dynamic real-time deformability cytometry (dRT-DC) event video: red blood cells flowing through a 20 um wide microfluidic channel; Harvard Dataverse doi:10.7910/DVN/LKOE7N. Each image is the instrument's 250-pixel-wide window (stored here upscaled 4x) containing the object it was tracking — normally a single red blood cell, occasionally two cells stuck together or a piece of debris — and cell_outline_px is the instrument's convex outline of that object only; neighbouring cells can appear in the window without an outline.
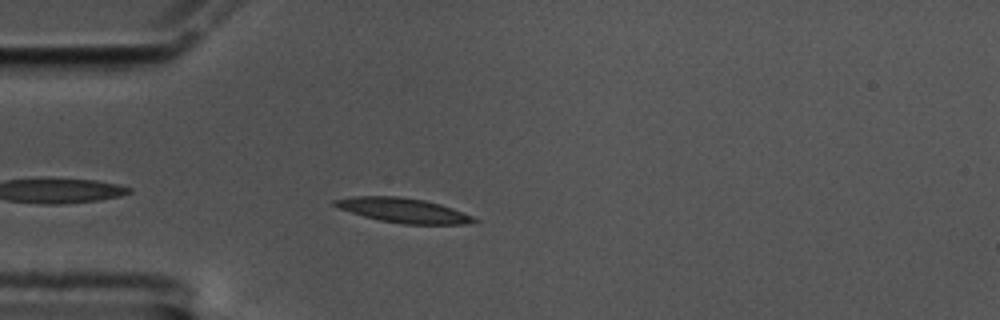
{"species": "common noctule bat (a hibernating species)", "species_latin": "Nyctalus noctula", "temperature_condition": "cold", "stored_images_in_passage": 37, "camera_frame_rate_fps": 3000, "um_per_image_px": 0.085, "animal": {"sex": "male", "body_mass_g": 17.5, "forearm_length_mm": 52.3}, "frame": {"image": 1, "passage_image": 4, "time_ms": 1.0, "image_size_px": [1000, 320], "cell_outline_px": [[480, 220], [468, 224], [404, 224], [380, 220], [364, 216], [340, 208], [332, 204], [332, 200], [352, 196], [396, 196], [424, 200], [440, 204], [452, 208], [472, 216]], "centroid_in_image_um": [34.29, 17.88], "position_along_channel_um": 50.7, "area_um2": 19.77}}
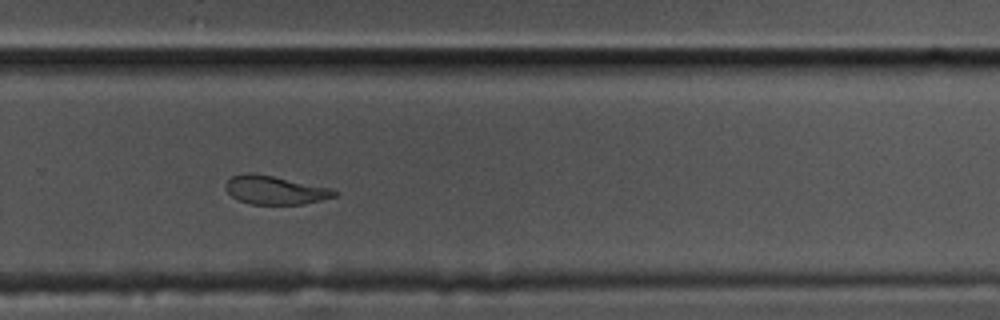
{"frame": {"image": 2, "passage_image": 28, "time_ms": 9.0, "image_size_px": [1000, 320], "cell_outline_px": [[340, 192], [336, 196], [304, 204], [252, 204], [236, 200], [224, 188], [224, 184], [232, 176], [244, 172], [252, 172], [332, 188]], "centroid_in_image_um": [23.35, 16.15], "position_along_channel_um": 306.4, "area_um2": 18.21}}
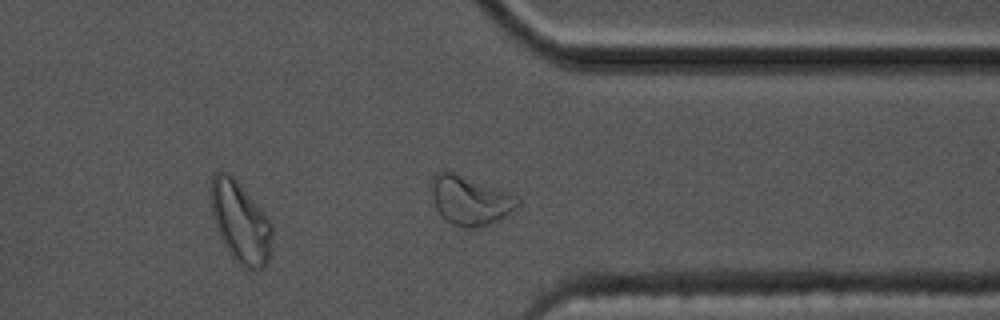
{"frame": {"image": 3, "passage_image": 34, "time_ms": 11.0, "image_size_px": [1000, 320], "cell_outline_px": [[520, 204], [516, 208], [504, 216], [488, 224], [472, 228], [464, 228], [452, 224], [436, 208], [432, 196], [432, 176], [436, 172], [452, 172], [508, 192], [516, 196], [520, 200]], "centroid_in_image_um": [39.95, 17.03], "position_along_channel_um": 371.4, "area_um2": 23.99}, "authors_computed_cell_mechanics": {"area_um2": 19.0162, "velocity_mm_per_s": 3.3319, "shape_relaxation_time_tau1_ms": 4.4292, "shape_relaxation_time_tau2_ms": 3.0254, "deformation_change_tau1": 0.2168, "deformation_change_tau2": 0.102}}